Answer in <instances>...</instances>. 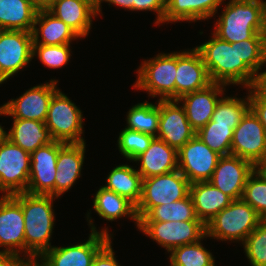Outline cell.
Masks as SVG:
<instances>
[{
  "instance_id": "8",
  "label": "cell",
  "mask_w": 266,
  "mask_h": 266,
  "mask_svg": "<svg viewBox=\"0 0 266 266\" xmlns=\"http://www.w3.org/2000/svg\"><path fill=\"white\" fill-rule=\"evenodd\" d=\"M189 190L190 182L178 169L142 179V196L136 207L138 218L143 217L152 207L186 198Z\"/></svg>"
},
{
  "instance_id": "17",
  "label": "cell",
  "mask_w": 266,
  "mask_h": 266,
  "mask_svg": "<svg viewBox=\"0 0 266 266\" xmlns=\"http://www.w3.org/2000/svg\"><path fill=\"white\" fill-rule=\"evenodd\" d=\"M254 170L251 162L238 156H221L209 182L233 200L241 199L246 181Z\"/></svg>"
},
{
  "instance_id": "2",
  "label": "cell",
  "mask_w": 266,
  "mask_h": 266,
  "mask_svg": "<svg viewBox=\"0 0 266 266\" xmlns=\"http://www.w3.org/2000/svg\"><path fill=\"white\" fill-rule=\"evenodd\" d=\"M11 196L22 206L24 214L25 258L35 263L53 247L50 239L55 221L53 200L56 197L27 192Z\"/></svg>"
},
{
  "instance_id": "11",
  "label": "cell",
  "mask_w": 266,
  "mask_h": 266,
  "mask_svg": "<svg viewBox=\"0 0 266 266\" xmlns=\"http://www.w3.org/2000/svg\"><path fill=\"white\" fill-rule=\"evenodd\" d=\"M32 54V32L0 30V84L26 67Z\"/></svg>"
},
{
  "instance_id": "30",
  "label": "cell",
  "mask_w": 266,
  "mask_h": 266,
  "mask_svg": "<svg viewBox=\"0 0 266 266\" xmlns=\"http://www.w3.org/2000/svg\"><path fill=\"white\" fill-rule=\"evenodd\" d=\"M103 187L131 201L136 207L142 196V177L133 166L122 164L112 169Z\"/></svg>"
},
{
  "instance_id": "35",
  "label": "cell",
  "mask_w": 266,
  "mask_h": 266,
  "mask_svg": "<svg viewBox=\"0 0 266 266\" xmlns=\"http://www.w3.org/2000/svg\"><path fill=\"white\" fill-rule=\"evenodd\" d=\"M233 133L231 126L215 125V122L210 120L196 135L220 156H228L231 155Z\"/></svg>"
},
{
  "instance_id": "43",
  "label": "cell",
  "mask_w": 266,
  "mask_h": 266,
  "mask_svg": "<svg viewBox=\"0 0 266 266\" xmlns=\"http://www.w3.org/2000/svg\"><path fill=\"white\" fill-rule=\"evenodd\" d=\"M0 266H34L27 258H21L16 253H0Z\"/></svg>"
},
{
  "instance_id": "45",
  "label": "cell",
  "mask_w": 266,
  "mask_h": 266,
  "mask_svg": "<svg viewBox=\"0 0 266 266\" xmlns=\"http://www.w3.org/2000/svg\"><path fill=\"white\" fill-rule=\"evenodd\" d=\"M103 1L108 2L109 5L115 4L117 6L124 8V9L126 8V9L133 11V2H134L133 0H101V3Z\"/></svg>"
},
{
  "instance_id": "49",
  "label": "cell",
  "mask_w": 266,
  "mask_h": 266,
  "mask_svg": "<svg viewBox=\"0 0 266 266\" xmlns=\"http://www.w3.org/2000/svg\"><path fill=\"white\" fill-rule=\"evenodd\" d=\"M7 138V132L0 125V144Z\"/></svg>"
},
{
  "instance_id": "5",
  "label": "cell",
  "mask_w": 266,
  "mask_h": 266,
  "mask_svg": "<svg viewBox=\"0 0 266 266\" xmlns=\"http://www.w3.org/2000/svg\"><path fill=\"white\" fill-rule=\"evenodd\" d=\"M177 52L160 53L145 60L137 69L138 75L134 88L145 90L149 96H160L159 100H175V78Z\"/></svg>"
},
{
  "instance_id": "47",
  "label": "cell",
  "mask_w": 266,
  "mask_h": 266,
  "mask_svg": "<svg viewBox=\"0 0 266 266\" xmlns=\"http://www.w3.org/2000/svg\"><path fill=\"white\" fill-rule=\"evenodd\" d=\"M255 170L263 177L266 181V165H255Z\"/></svg>"
},
{
  "instance_id": "16",
  "label": "cell",
  "mask_w": 266,
  "mask_h": 266,
  "mask_svg": "<svg viewBox=\"0 0 266 266\" xmlns=\"http://www.w3.org/2000/svg\"><path fill=\"white\" fill-rule=\"evenodd\" d=\"M178 100H159L157 138L177 151L196 135L187 120L185 109Z\"/></svg>"
},
{
  "instance_id": "48",
  "label": "cell",
  "mask_w": 266,
  "mask_h": 266,
  "mask_svg": "<svg viewBox=\"0 0 266 266\" xmlns=\"http://www.w3.org/2000/svg\"><path fill=\"white\" fill-rule=\"evenodd\" d=\"M34 2L39 8H45L51 0H31Z\"/></svg>"
},
{
  "instance_id": "9",
  "label": "cell",
  "mask_w": 266,
  "mask_h": 266,
  "mask_svg": "<svg viewBox=\"0 0 266 266\" xmlns=\"http://www.w3.org/2000/svg\"><path fill=\"white\" fill-rule=\"evenodd\" d=\"M138 229L155 240L168 252L206 238V225L201 220L189 221H139Z\"/></svg>"
},
{
  "instance_id": "37",
  "label": "cell",
  "mask_w": 266,
  "mask_h": 266,
  "mask_svg": "<svg viewBox=\"0 0 266 266\" xmlns=\"http://www.w3.org/2000/svg\"><path fill=\"white\" fill-rule=\"evenodd\" d=\"M242 199L254 208L262 219H266V181L256 170L246 181Z\"/></svg>"
},
{
  "instance_id": "4",
  "label": "cell",
  "mask_w": 266,
  "mask_h": 266,
  "mask_svg": "<svg viewBox=\"0 0 266 266\" xmlns=\"http://www.w3.org/2000/svg\"><path fill=\"white\" fill-rule=\"evenodd\" d=\"M262 218L242 198L233 200L206 224V237L221 241H245Z\"/></svg>"
},
{
  "instance_id": "27",
  "label": "cell",
  "mask_w": 266,
  "mask_h": 266,
  "mask_svg": "<svg viewBox=\"0 0 266 266\" xmlns=\"http://www.w3.org/2000/svg\"><path fill=\"white\" fill-rule=\"evenodd\" d=\"M38 10L31 0H0V30L32 32Z\"/></svg>"
},
{
  "instance_id": "39",
  "label": "cell",
  "mask_w": 266,
  "mask_h": 266,
  "mask_svg": "<svg viewBox=\"0 0 266 266\" xmlns=\"http://www.w3.org/2000/svg\"><path fill=\"white\" fill-rule=\"evenodd\" d=\"M70 44L65 45H43L33 44V58L38 56L39 60L49 68H61L68 63L71 52Z\"/></svg>"
},
{
  "instance_id": "29",
  "label": "cell",
  "mask_w": 266,
  "mask_h": 266,
  "mask_svg": "<svg viewBox=\"0 0 266 266\" xmlns=\"http://www.w3.org/2000/svg\"><path fill=\"white\" fill-rule=\"evenodd\" d=\"M93 204L95 212L101 218H104V220L114 221L128 216L135 221L138 228L139 218L137 216L136 206L114 191L108 190L103 186L100 187L95 194Z\"/></svg>"
},
{
  "instance_id": "38",
  "label": "cell",
  "mask_w": 266,
  "mask_h": 266,
  "mask_svg": "<svg viewBox=\"0 0 266 266\" xmlns=\"http://www.w3.org/2000/svg\"><path fill=\"white\" fill-rule=\"evenodd\" d=\"M252 266H266V219H262L242 243Z\"/></svg>"
},
{
  "instance_id": "46",
  "label": "cell",
  "mask_w": 266,
  "mask_h": 266,
  "mask_svg": "<svg viewBox=\"0 0 266 266\" xmlns=\"http://www.w3.org/2000/svg\"><path fill=\"white\" fill-rule=\"evenodd\" d=\"M90 4L97 12V15L100 14L101 12V0H83Z\"/></svg>"
},
{
  "instance_id": "44",
  "label": "cell",
  "mask_w": 266,
  "mask_h": 266,
  "mask_svg": "<svg viewBox=\"0 0 266 266\" xmlns=\"http://www.w3.org/2000/svg\"><path fill=\"white\" fill-rule=\"evenodd\" d=\"M266 64V61H265ZM253 87L264 97H266V70L256 74Z\"/></svg>"
},
{
  "instance_id": "40",
  "label": "cell",
  "mask_w": 266,
  "mask_h": 266,
  "mask_svg": "<svg viewBox=\"0 0 266 266\" xmlns=\"http://www.w3.org/2000/svg\"><path fill=\"white\" fill-rule=\"evenodd\" d=\"M133 11H154L157 13L155 24L164 23L166 0H133Z\"/></svg>"
},
{
  "instance_id": "24",
  "label": "cell",
  "mask_w": 266,
  "mask_h": 266,
  "mask_svg": "<svg viewBox=\"0 0 266 266\" xmlns=\"http://www.w3.org/2000/svg\"><path fill=\"white\" fill-rule=\"evenodd\" d=\"M189 195L198 219L205 225L233 201L209 181L190 184Z\"/></svg>"
},
{
  "instance_id": "7",
  "label": "cell",
  "mask_w": 266,
  "mask_h": 266,
  "mask_svg": "<svg viewBox=\"0 0 266 266\" xmlns=\"http://www.w3.org/2000/svg\"><path fill=\"white\" fill-rule=\"evenodd\" d=\"M45 125L53 140L84 143L81 110L59 89L51 99Z\"/></svg>"
},
{
  "instance_id": "14",
  "label": "cell",
  "mask_w": 266,
  "mask_h": 266,
  "mask_svg": "<svg viewBox=\"0 0 266 266\" xmlns=\"http://www.w3.org/2000/svg\"><path fill=\"white\" fill-rule=\"evenodd\" d=\"M231 155L251 162L254 166L266 155V130L250 109L234 129Z\"/></svg>"
},
{
  "instance_id": "15",
  "label": "cell",
  "mask_w": 266,
  "mask_h": 266,
  "mask_svg": "<svg viewBox=\"0 0 266 266\" xmlns=\"http://www.w3.org/2000/svg\"><path fill=\"white\" fill-rule=\"evenodd\" d=\"M64 142L53 140L31 153L29 183L26 192L54 197L56 163Z\"/></svg>"
},
{
  "instance_id": "50",
  "label": "cell",
  "mask_w": 266,
  "mask_h": 266,
  "mask_svg": "<svg viewBox=\"0 0 266 266\" xmlns=\"http://www.w3.org/2000/svg\"><path fill=\"white\" fill-rule=\"evenodd\" d=\"M256 165H266V155L263 161L258 162Z\"/></svg>"
},
{
  "instance_id": "41",
  "label": "cell",
  "mask_w": 266,
  "mask_h": 266,
  "mask_svg": "<svg viewBox=\"0 0 266 266\" xmlns=\"http://www.w3.org/2000/svg\"><path fill=\"white\" fill-rule=\"evenodd\" d=\"M250 109L259 118L266 130V97L262 96L253 86L248 89Z\"/></svg>"
},
{
  "instance_id": "22",
  "label": "cell",
  "mask_w": 266,
  "mask_h": 266,
  "mask_svg": "<svg viewBox=\"0 0 266 266\" xmlns=\"http://www.w3.org/2000/svg\"><path fill=\"white\" fill-rule=\"evenodd\" d=\"M140 162L137 172L142 179L163 175L178 169L177 150L155 137L150 146L133 162Z\"/></svg>"
},
{
  "instance_id": "31",
  "label": "cell",
  "mask_w": 266,
  "mask_h": 266,
  "mask_svg": "<svg viewBox=\"0 0 266 266\" xmlns=\"http://www.w3.org/2000/svg\"><path fill=\"white\" fill-rule=\"evenodd\" d=\"M199 220L193 201L188 195L184 199L152 207L139 221H189Z\"/></svg>"
},
{
  "instance_id": "28",
  "label": "cell",
  "mask_w": 266,
  "mask_h": 266,
  "mask_svg": "<svg viewBox=\"0 0 266 266\" xmlns=\"http://www.w3.org/2000/svg\"><path fill=\"white\" fill-rule=\"evenodd\" d=\"M7 138L30 154L53 141L45 122L30 119H13Z\"/></svg>"
},
{
  "instance_id": "6",
  "label": "cell",
  "mask_w": 266,
  "mask_h": 266,
  "mask_svg": "<svg viewBox=\"0 0 266 266\" xmlns=\"http://www.w3.org/2000/svg\"><path fill=\"white\" fill-rule=\"evenodd\" d=\"M89 215L88 212L91 233L86 242L67 247L53 246L39 257L40 260H36L34 266H92L95 255L112 238V234L107 228L97 231Z\"/></svg>"
},
{
  "instance_id": "13",
  "label": "cell",
  "mask_w": 266,
  "mask_h": 266,
  "mask_svg": "<svg viewBox=\"0 0 266 266\" xmlns=\"http://www.w3.org/2000/svg\"><path fill=\"white\" fill-rule=\"evenodd\" d=\"M57 83L58 80L51 79L48 83L33 86L17 99L3 104L0 115L45 122L53 94L59 89Z\"/></svg>"
},
{
  "instance_id": "42",
  "label": "cell",
  "mask_w": 266,
  "mask_h": 266,
  "mask_svg": "<svg viewBox=\"0 0 266 266\" xmlns=\"http://www.w3.org/2000/svg\"><path fill=\"white\" fill-rule=\"evenodd\" d=\"M111 239L97 252L92 266H120L115 259Z\"/></svg>"
},
{
  "instance_id": "21",
  "label": "cell",
  "mask_w": 266,
  "mask_h": 266,
  "mask_svg": "<svg viewBox=\"0 0 266 266\" xmlns=\"http://www.w3.org/2000/svg\"><path fill=\"white\" fill-rule=\"evenodd\" d=\"M84 143H65L60 149L56 163L54 197L58 199L80 178L85 157Z\"/></svg>"
},
{
  "instance_id": "34",
  "label": "cell",
  "mask_w": 266,
  "mask_h": 266,
  "mask_svg": "<svg viewBox=\"0 0 266 266\" xmlns=\"http://www.w3.org/2000/svg\"><path fill=\"white\" fill-rule=\"evenodd\" d=\"M170 253V266H215V257L203 247L201 240L176 247Z\"/></svg>"
},
{
  "instance_id": "32",
  "label": "cell",
  "mask_w": 266,
  "mask_h": 266,
  "mask_svg": "<svg viewBox=\"0 0 266 266\" xmlns=\"http://www.w3.org/2000/svg\"><path fill=\"white\" fill-rule=\"evenodd\" d=\"M138 103L128 111L126 128L157 137L159 125V101Z\"/></svg>"
},
{
  "instance_id": "3",
  "label": "cell",
  "mask_w": 266,
  "mask_h": 266,
  "mask_svg": "<svg viewBox=\"0 0 266 266\" xmlns=\"http://www.w3.org/2000/svg\"><path fill=\"white\" fill-rule=\"evenodd\" d=\"M214 35L229 43L266 34V1L230 0L216 20Z\"/></svg>"
},
{
  "instance_id": "36",
  "label": "cell",
  "mask_w": 266,
  "mask_h": 266,
  "mask_svg": "<svg viewBox=\"0 0 266 266\" xmlns=\"http://www.w3.org/2000/svg\"><path fill=\"white\" fill-rule=\"evenodd\" d=\"M155 137L124 128L118 137V149L127 160H134L143 153Z\"/></svg>"
},
{
  "instance_id": "1",
  "label": "cell",
  "mask_w": 266,
  "mask_h": 266,
  "mask_svg": "<svg viewBox=\"0 0 266 266\" xmlns=\"http://www.w3.org/2000/svg\"><path fill=\"white\" fill-rule=\"evenodd\" d=\"M212 36L195 47L202 56L211 82L251 88L266 61V34H255L251 39L236 43Z\"/></svg>"
},
{
  "instance_id": "33",
  "label": "cell",
  "mask_w": 266,
  "mask_h": 266,
  "mask_svg": "<svg viewBox=\"0 0 266 266\" xmlns=\"http://www.w3.org/2000/svg\"><path fill=\"white\" fill-rule=\"evenodd\" d=\"M246 97L245 99L221 97L212 114L211 121L215 122V125L231 126L234 130L250 110V97L249 95Z\"/></svg>"
},
{
  "instance_id": "12",
  "label": "cell",
  "mask_w": 266,
  "mask_h": 266,
  "mask_svg": "<svg viewBox=\"0 0 266 266\" xmlns=\"http://www.w3.org/2000/svg\"><path fill=\"white\" fill-rule=\"evenodd\" d=\"M220 157L195 135L177 151L178 170L190 184L209 181Z\"/></svg>"
},
{
  "instance_id": "26",
  "label": "cell",
  "mask_w": 266,
  "mask_h": 266,
  "mask_svg": "<svg viewBox=\"0 0 266 266\" xmlns=\"http://www.w3.org/2000/svg\"><path fill=\"white\" fill-rule=\"evenodd\" d=\"M224 0H166L164 23L207 20Z\"/></svg>"
},
{
  "instance_id": "10",
  "label": "cell",
  "mask_w": 266,
  "mask_h": 266,
  "mask_svg": "<svg viewBox=\"0 0 266 266\" xmlns=\"http://www.w3.org/2000/svg\"><path fill=\"white\" fill-rule=\"evenodd\" d=\"M31 154L6 138L0 144V188L7 195L26 192Z\"/></svg>"
},
{
  "instance_id": "19",
  "label": "cell",
  "mask_w": 266,
  "mask_h": 266,
  "mask_svg": "<svg viewBox=\"0 0 266 266\" xmlns=\"http://www.w3.org/2000/svg\"><path fill=\"white\" fill-rule=\"evenodd\" d=\"M175 100L181 96L206 88L211 84L201 54L196 48L177 52Z\"/></svg>"
},
{
  "instance_id": "23",
  "label": "cell",
  "mask_w": 266,
  "mask_h": 266,
  "mask_svg": "<svg viewBox=\"0 0 266 266\" xmlns=\"http://www.w3.org/2000/svg\"><path fill=\"white\" fill-rule=\"evenodd\" d=\"M51 14L67 24L80 38L89 34L96 10L83 0H51L45 7Z\"/></svg>"
},
{
  "instance_id": "18",
  "label": "cell",
  "mask_w": 266,
  "mask_h": 266,
  "mask_svg": "<svg viewBox=\"0 0 266 266\" xmlns=\"http://www.w3.org/2000/svg\"><path fill=\"white\" fill-rule=\"evenodd\" d=\"M24 214L22 206L11 196L0 197V253H23L25 256Z\"/></svg>"
},
{
  "instance_id": "25",
  "label": "cell",
  "mask_w": 266,
  "mask_h": 266,
  "mask_svg": "<svg viewBox=\"0 0 266 266\" xmlns=\"http://www.w3.org/2000/svg\"><path fill=\"white\" fill-rule=\"evenodd\" d=\"M32 36L33 44L43 45H65L70 44L73 39L80 38L67 24L51 14L46 8H39Z\"/></svg>"
},
{
  "instance_id": "20",
  "label": "cell",
  "mask_w": 266,
  "mask_h": 266,
  "mask_svg": "<svg viewBox=\"0 0 266 266\" xmlns=\"http://www.w3.org/2000/svg\"><path fill=\"white\" fill-rule=\"evenodd\" d=\"M226 86L212 82L206 88L187 93L178 99L182 102L186 117L192 128L197 132L212 118L215 107L224 94Z\"/></svg>"
}]
</instances>
